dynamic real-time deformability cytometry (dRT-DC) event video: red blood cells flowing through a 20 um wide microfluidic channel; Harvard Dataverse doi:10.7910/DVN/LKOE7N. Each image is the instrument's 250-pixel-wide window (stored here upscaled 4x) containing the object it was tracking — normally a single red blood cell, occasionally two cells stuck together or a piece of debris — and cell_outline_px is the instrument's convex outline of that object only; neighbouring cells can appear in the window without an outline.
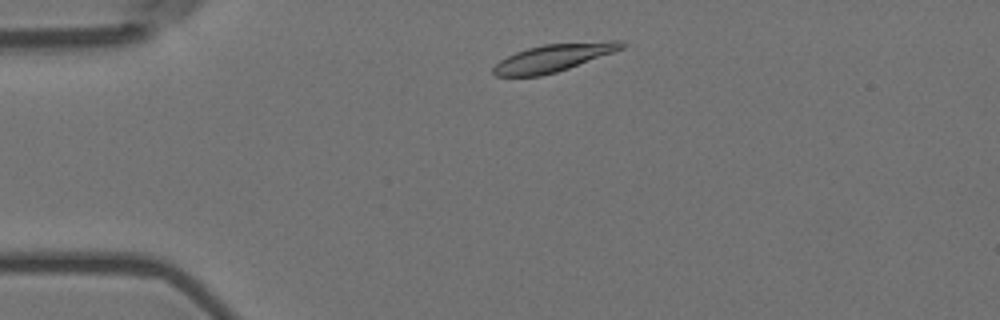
{"species": "Egyptian fruit bat (a non-hibernating species)", "species_latin": "Rousettus aegyptiacus", "temperature_condition": "room temperature", "stored_images_in_passage": 46, "camera_frame_rate_fps": 3000, "um_per_image_px": 0.085, "animal": {"sex": "female"}, "frame": {"image": 1, "passage_image": 4, "time_ms": 1.0, "image_size_px": [1000, 320], "cell_outline_px": [[628, 44], [624, 48], [568, 68], [556, 72], [540, 76], [496, 76], [492, 72], [492, 68], [500, 60], [516, 52], [528, 48], [544, 44], [612, 40], [624, 40]], "centroid_in_image_um": [47.08, 4.89], "position_along_channel_um": 37.9, "area_um2": 20.58}}
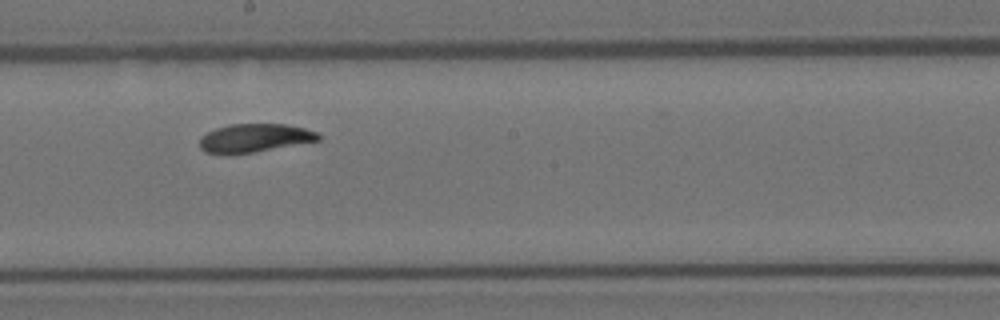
{"frame": {"image": 2, "passage_image": 23, "time_ms": 7.333, "image_size_px": [1000, 320], "cell_outline_px": [[320, 140], [252, 152], [204, 152], [200, 148], [200, 136], [216, 128], [228, 124], [284, 124], [304, 128], [316, 132], [320, 136]], "centroid_in_image_um": [21.63, 11.7], "position_along_channel_um": 226.6, "area_um2": 19.07}}
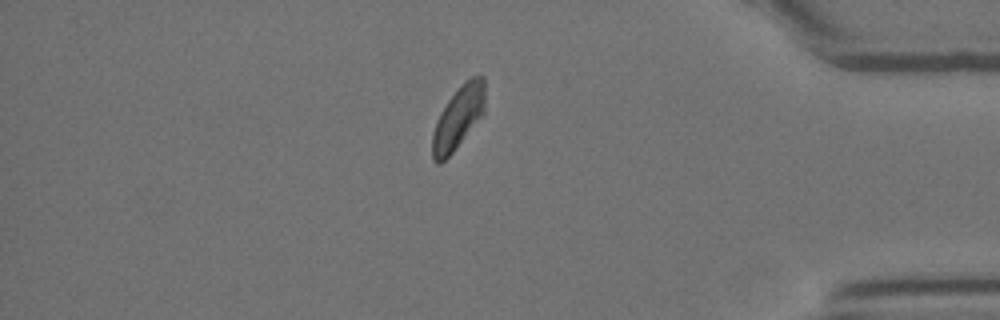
{"frame": {"image": 3, "passage_image": 40, "time_ms": 13.0, "image_size_px": [1000, 320], "cell_outline_px": [[484, 112], [452, 152], [440, 164], [436, 164], [432, 160], [432, 132], [436, 120], [440, 112], [448, 100], [464, 80], [472, 76], [484, 76]], "centroid_in_image_um": [38.91, 9.99], "position_along_channel_um": 396.3, "area_um2": 19.02}, "authors_computed_cell_mechanics": {"area_um2": 20.3456, "velocity_mm_per_s": 3.5394, "shape_relaxation_time_tau1_ms": 3.4883, "shape_relaxation_time_tau2_ms": 2.2479, "deformation_change_tau1": 0.127, "deformation_change_tau2": 0.0618}}